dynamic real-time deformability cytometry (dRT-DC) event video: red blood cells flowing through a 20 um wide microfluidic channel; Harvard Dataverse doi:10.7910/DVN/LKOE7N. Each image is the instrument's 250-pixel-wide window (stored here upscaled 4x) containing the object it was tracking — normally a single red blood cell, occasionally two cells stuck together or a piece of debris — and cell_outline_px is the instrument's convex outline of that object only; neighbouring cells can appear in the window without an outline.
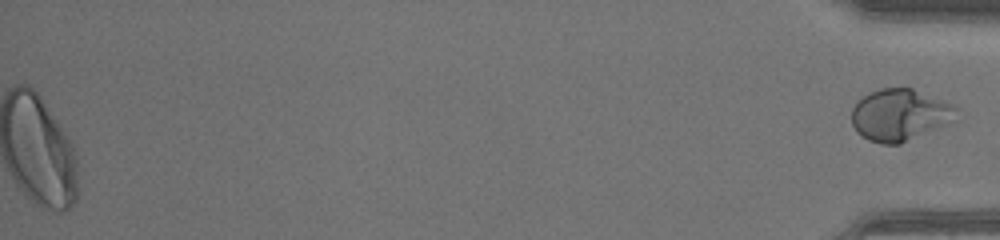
{"species": "human", "species_latin": "Homo sapiens", "temperature_condition": "warm", "stored_images_in_passage": 47, "segment_of_instrument_passage": [2, 2], "camera_frame_rate_fps": 3000, "um_per_image_px": 0.085, "donor": {"sex": "male"}, "frame": {"image": 1, "passage_image": 47, "time_ms": 15.333, "image_size_px": [1000, 240], "cell_outline_px": [[960, 108], [956, 120], [900, 144], [880, 144], [868, 140], [856, 132], [852, 124], [852, 108], [864, 96], [880, 88], [912, 88], [952, 104]], "centroid_in_image_um": [76.51, 9.78], "position_along_channel_um": 358.7, "area_um2": 31.62}}